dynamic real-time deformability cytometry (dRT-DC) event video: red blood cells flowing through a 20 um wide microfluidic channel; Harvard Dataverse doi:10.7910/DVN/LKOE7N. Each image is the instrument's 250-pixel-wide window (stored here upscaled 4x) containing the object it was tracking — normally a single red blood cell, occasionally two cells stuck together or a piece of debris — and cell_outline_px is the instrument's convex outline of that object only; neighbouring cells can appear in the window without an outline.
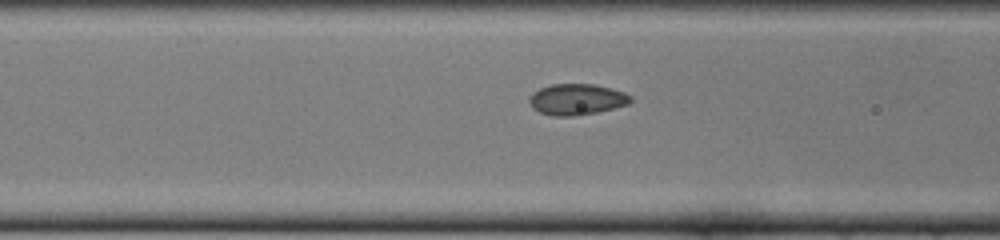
{"species": "common noctule bat (a hibernating species)", "species_latin": "Nyctalus noctula", "temperature_condition": "cold", "stored_images_in_passage": 14, "camera_frame_rate_fps": 3000, "um_per_image_px": 0.085, "animal": {"sex": "female", "body_mass_g": 22.0, "forearm_length_mm": 56.7}, "frame": {"image": 1, "passage_image": 12, "time_ms": 3.667, "image_size_px": [1000, 240], "cell_outline_px": [[632, 100], [628, 104], [596, 112], [576, 116], [552, 116], [540, 112], [532, 108], [528, 100], [532, 92], [540, 88], [552, 84], [592, 84], [624, 92], [632, 96]], "centroid_in_image_um": [48.99, 8.45], "position_along_channel_um": 117.6, "area_um2": 18.26}}